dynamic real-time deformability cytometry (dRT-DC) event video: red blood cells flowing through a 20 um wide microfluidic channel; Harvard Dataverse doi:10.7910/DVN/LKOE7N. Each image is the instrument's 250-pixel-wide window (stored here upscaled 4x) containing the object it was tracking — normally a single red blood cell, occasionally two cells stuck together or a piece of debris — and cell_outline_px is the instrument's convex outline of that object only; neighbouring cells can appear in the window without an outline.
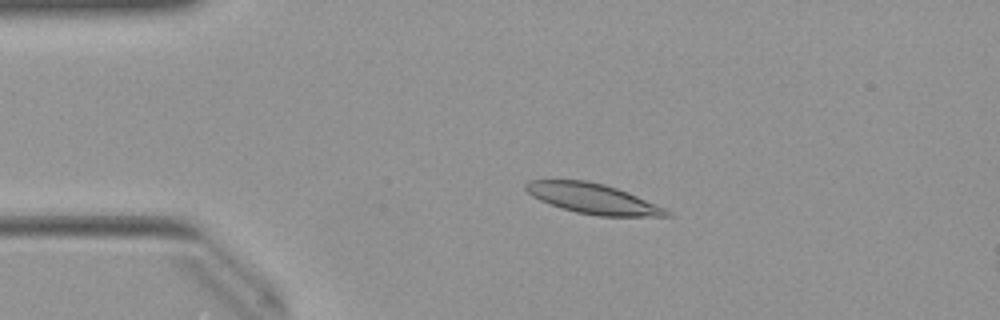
{"species": "Egyptian fruit bat (a non-hibernating species)", "species_latin": "Rousettus aegyptiacus", "temperature_condition": "warm", "stored_images_in_passage": 51, "camera_frame_rate_fps": 3000, "um_per_image_px": 0.085, "animal": {"sex": "female"}, "frame": {"image": 1, "passage_image": 10, "time_ms": 3.0, "image_size_px": [1000, 320], "cell_outline_px": [[672, 216], [600, 216], [576, 212], [540, 200], [532, 196], [524, 188], [524, 184], [528, 180], [588, 180], [604, 184], [628, 192], [664, 208], [672, 212]], "centroid_in_image_um": [50.39, 16.87], "position_along_channel_um": 34.6, "area_um2": 24.51}}
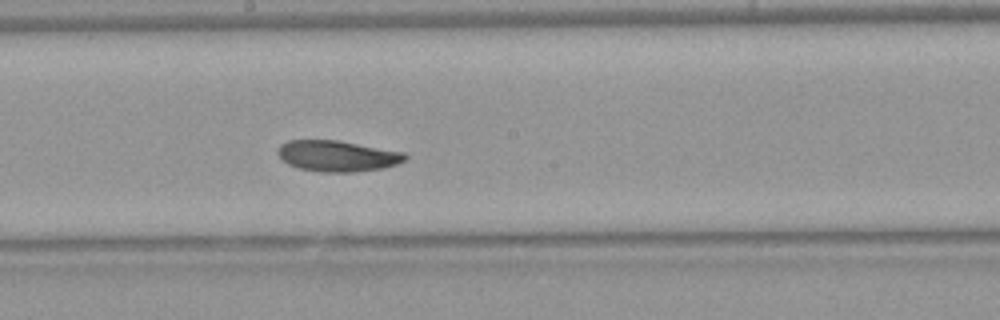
{"frame": {"image": 2, "passage_image": 27, "time_ms": 8.667, "image_size_px": [1000, 320], "cell_outline_px": [[408, 156], [404, 160], [396, 164], [384, 168], [352, 172], [320, 172], [300, 168], [288, 164], [280, 160], [276, 152], [280, 144], [288, 140], [336, 140], [404, 152]], "centroid_in_image_um": [28.62, 13.26], "position_along_channel_um": 219.6, "area_um2": 23.0}}
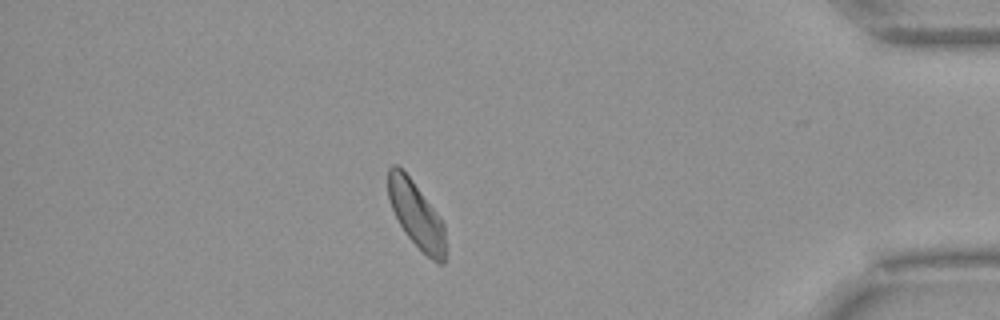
{"frame": {"image": 3, "passage_image": 44, "time_ms": 14.333, "image_size_px": [1000, 320], "cell_outline_px": [[444, 264], [440, 264], [432, 260], [404, 232], [392, 208], [388, 196], [388, 168], [392, 164], [396, 164], [412, 180], [440, 216], [444, 224]], "centroid_in_image_um": [35.37, 18.22], "position_along_channel_um": 399.8, "area_um2": 21.62}, "authors_computed_cell_mechanics": {"area_um2": 23.5824, "velocity_mm_per_s": 3.9535, "shape_relaxation_time_tau1_ms": 4.7046, "shape_relaxation_time_tau2_ms": 10.1095, "deformation_change_tau1": 0.1313, "deformation_change_tau2": 0.1362}}